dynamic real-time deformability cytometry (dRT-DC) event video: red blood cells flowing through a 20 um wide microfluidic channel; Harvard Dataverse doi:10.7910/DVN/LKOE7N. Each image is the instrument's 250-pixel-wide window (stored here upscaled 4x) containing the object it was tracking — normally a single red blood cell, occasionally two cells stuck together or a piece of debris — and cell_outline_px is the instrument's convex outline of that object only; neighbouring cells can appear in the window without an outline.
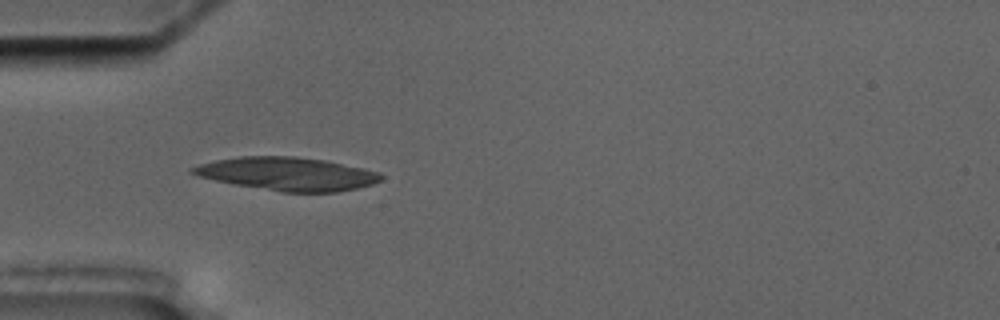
{"species": "common noctule bat (a hibernating species)", "species_latin": "Nyctalus noctula", "temperature_condition": "cold", "stored_images_in_passage": 6, "camera_frame_rate_fps": 3000, "um_per_image_px": 0.085, "animal": {"sex": "male", "body_mass_g": 17.5, "forearm_length_mm": 52.3}, "frame": {"image": 1, "passage_image": 5, "time_ms": 5.333, "image_size_px": [1000, 320], "cell_outline_px": [[384, 176], [380, 180], [372, 184], [356, 188], [336, 192], [280, 192], [236, 184], [216, 180], [200, 176], [188, 172], [188, 168], [200, 164], [216, 160], [240, 156], [296, 156], [324, 160], [364, 168], [380, 172]], "centroid_in_image_um": [24.43, 14.77], "position_along_channel_um": 60.6, "area_um2": 36.36}}